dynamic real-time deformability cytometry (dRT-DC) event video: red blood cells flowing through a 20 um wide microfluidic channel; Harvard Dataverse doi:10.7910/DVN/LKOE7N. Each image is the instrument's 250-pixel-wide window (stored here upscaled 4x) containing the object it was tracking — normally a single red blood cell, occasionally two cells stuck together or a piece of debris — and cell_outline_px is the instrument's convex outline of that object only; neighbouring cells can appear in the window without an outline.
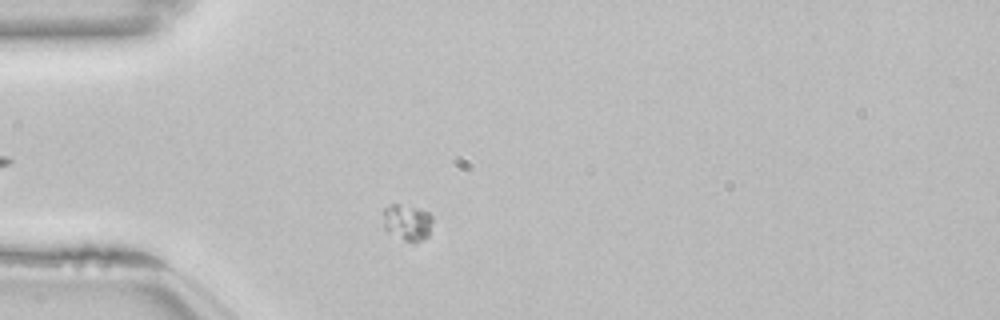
{"species": "common noctule bat (a hibernating species)", "species_latin": "Nyctalus noctula", "temperature_condition": "room temperature", "stored_images_in_passage": 45, "camera_frame_rate_fps": 3000, "um_per_image_px": 0.085, "animal": {"sex": "female", "body_mass_g": 22.7, "forearm_length_mm": 54.2}, "frame": {"image": 1, "passage_image": 5, "time_ms": 1.333, "image_size_px": [1000, 320], "cell_outline_px": [[432, 220], [428, 236], [420, 240], [404, 240], [384, 228], [384, 208], [392, 204], [400, 204], [420, 208], [428, 212], [432, 216]], "centroid_in_image_um": [34.63, 18.85], "position_along_channel_um": 50.4, "area_um2": 10.12}}
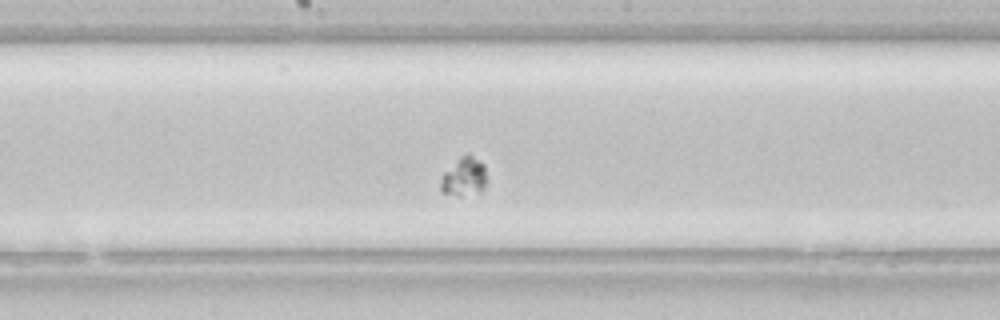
{"frame": {"image": 2, "passage_image": 19, "time_ms": 6.0, "image_size_px": [1000, 320], "cell_outline_px": [[484, 188], [480, 192], [460, 196], [456, 196], [440, 192], [440, 176], [460, 156], [468, 152], [480, 160], [484, 164]], "centroid_in_image_um": [39.39, 15.02], "position_along_channel_um": 208.8, "area_um2": 10.52}}
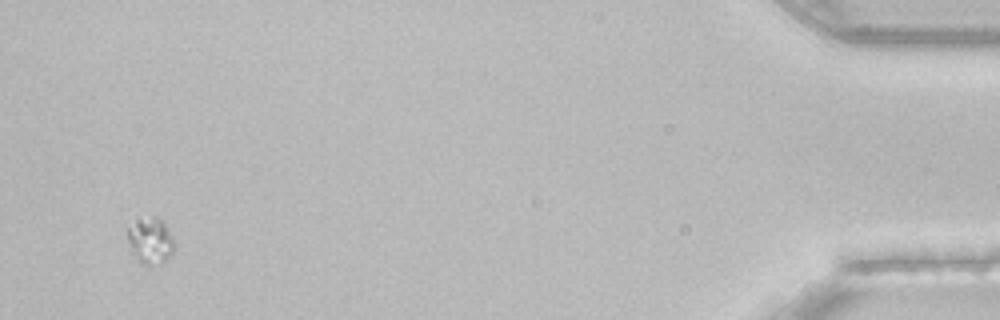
{"frame": {"image": 3, "passage_image": 43, "time_ms": 14.0, "image_size_px": [1000, 320], "cell_outline_px": [[176, 244], [172, 252], [160, 264], [140, 264], [136, 260], [128, 240], [128, 228], [136, 220], [152, 216], [156, 216], [164, 224]], "centroid_in_image_um": [12.78, 20.46], "position_along_channel_um": 422.4, "area_um2": 12.31}, "authors_computed_cell_mechanics": {"area_um2": 10.5196, "velocity_mm_per_s": 3.6979, "shape_relaxation_time_tau1_ms": 2.9026, "shape_relaxation_time_tau2_ms": null, "deformation_change_tau1": 0.0309, "deformation_change_tau2": null}}